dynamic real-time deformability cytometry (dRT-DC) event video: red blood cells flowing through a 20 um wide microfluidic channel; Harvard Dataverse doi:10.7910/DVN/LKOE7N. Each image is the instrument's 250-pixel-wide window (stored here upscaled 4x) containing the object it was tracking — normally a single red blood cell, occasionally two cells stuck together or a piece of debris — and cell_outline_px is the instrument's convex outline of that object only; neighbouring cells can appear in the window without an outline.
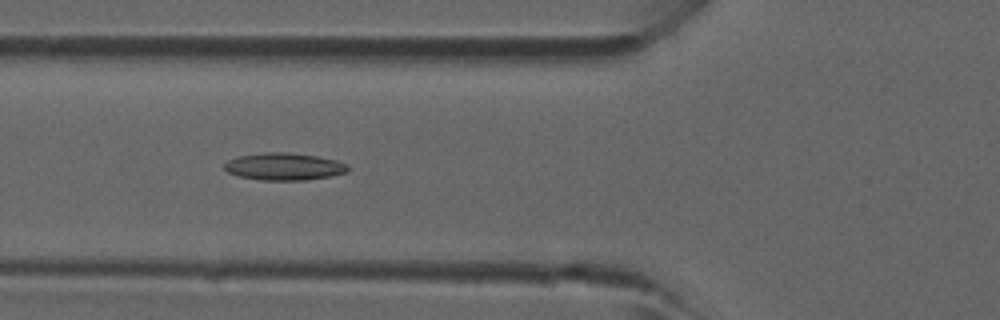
{"species": "common noctule bat (a hibernating species)", "species_latin": "Nyctalus noctula", "temperature_condition": "room temperature", "stored_images_in_passage": 35, "camera_frame_rate_fps": 3000, "um_per_image_px": 0.085, "animal": {"sex": "male", "forearm_length_mm": 52.5}, "frame": {"image": 1, "passage_image": 10, "time_ms": 3.0, "image_size_px": [1000, 320], "cell_outline_px": [[348, 172], [332, 176], [304, 180], [260, 180], [240, 176], [228, 172], [224, 168], [224, 164], [228, 160], [236, 156], [264, 152], [288, 152], [316, 156], [336, 160], [348, 164]], "centroid_in_image_um": [24.15, 14.15], "position_along_channel_um": 101.6, "area_um2": 19.71}}